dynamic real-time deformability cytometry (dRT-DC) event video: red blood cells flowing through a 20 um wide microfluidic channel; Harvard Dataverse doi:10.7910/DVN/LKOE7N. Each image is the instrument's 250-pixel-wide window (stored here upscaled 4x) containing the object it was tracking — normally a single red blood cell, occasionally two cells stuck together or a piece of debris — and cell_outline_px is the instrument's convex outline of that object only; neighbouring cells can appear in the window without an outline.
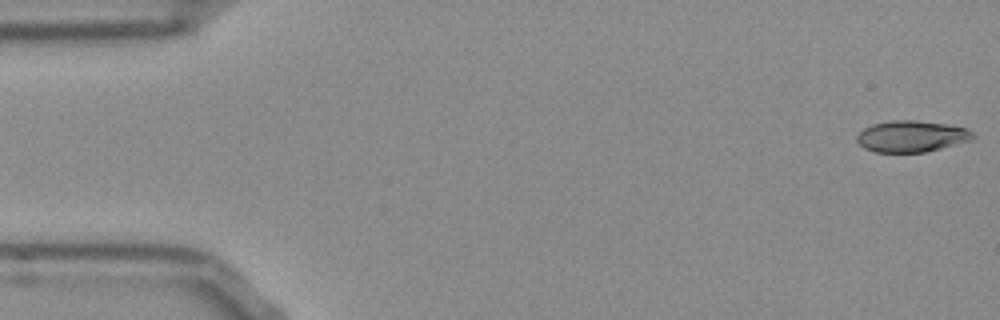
{"species": "Egyptian fruit bat (a non-hibernating species)", "species_latin": "Rousettus aegyptiacus", "temperature_condition": "room temperature", "stored_images_in_passage": 52, "camera_frame_rate_fps": 3000, "um_per_image_px": 0.085, "frame": {"image": 1, "passage_image": 1, "time_ms": 0.0, "image_size_px": [1000, 320], "cell_outline_px": [[976, 136], [972, 140], [924, 152], [876, 152], [864, 148], [856, 140], [856, 136], [864, 128], [872, 124], [892, 120], [916, 120], [944, 124], [968, 128]], "centroid_in_image_um": [77.48, 11.58], "position_along_channel_um": 7.5, "area_um2": 21.15}}
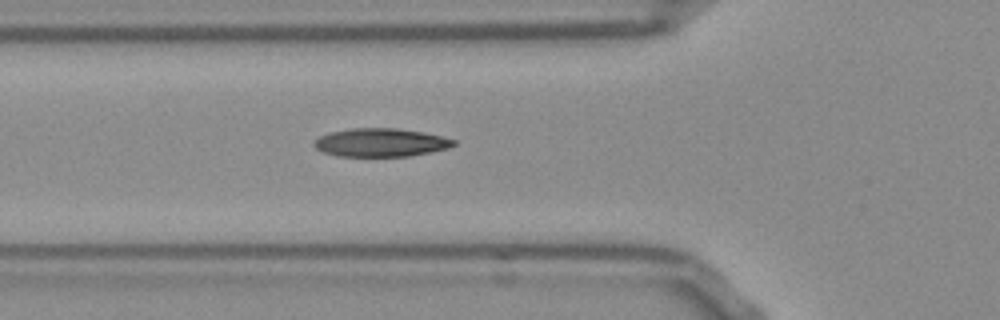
{"frame": {"image": 2, "passage_image": 18, "time_ms": 5.667, "image_size_px": [1000, 320], "cell_outline_px": [[456, 144], [448, 148], [408, 156], [336, 156], [324, 152], [316, 148], [312, 144], [320, 136], [332, 132], [352, 128], [396, 128], [424, 132], [456, 140]], "centroid_in_image_um": [32.36, 12.11], "position_along_channel_um": 93.4, "area_um2": 22.83}}
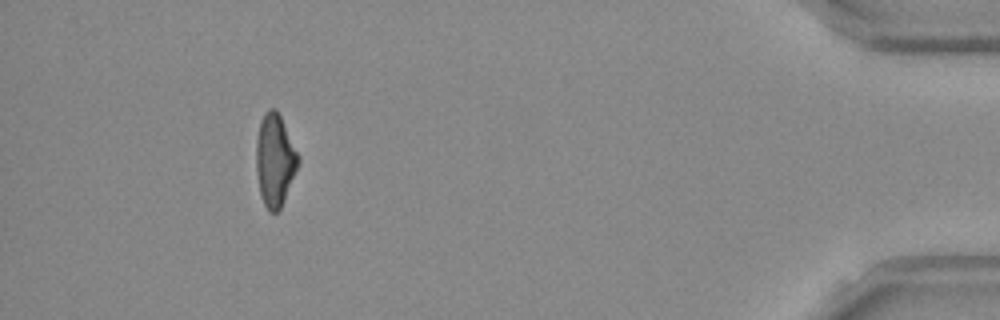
{"frame": {"image": 3, "passage_image": 48, "time_ms": 15.667, "image_size_px": [1000, 320], "cell_outline_px": [[300, 160], [284, 200], [280, 208], [276, 212], [268, 212], [260, 196], [256, 168], [256, 140], [260, 124], [264, 112], [268, 108], [276, 108], [300, 156]], "centroid_in_image_um": [23.35, 13.61], "position_along_channel_um": 411.8, "area_um2": 22.54}, "authors_computed_cell_mechanics": {"area_um2": 22.3975, "velocity_mm_per_s": 3.8354, "shape_relaxation_time_tau1_ms": 6.6636, "shape_relaxation_time_tau2_ms": 2.906, "deformation_change_tau1": 0.1873, "deformation_change_tau2": 0.106}}